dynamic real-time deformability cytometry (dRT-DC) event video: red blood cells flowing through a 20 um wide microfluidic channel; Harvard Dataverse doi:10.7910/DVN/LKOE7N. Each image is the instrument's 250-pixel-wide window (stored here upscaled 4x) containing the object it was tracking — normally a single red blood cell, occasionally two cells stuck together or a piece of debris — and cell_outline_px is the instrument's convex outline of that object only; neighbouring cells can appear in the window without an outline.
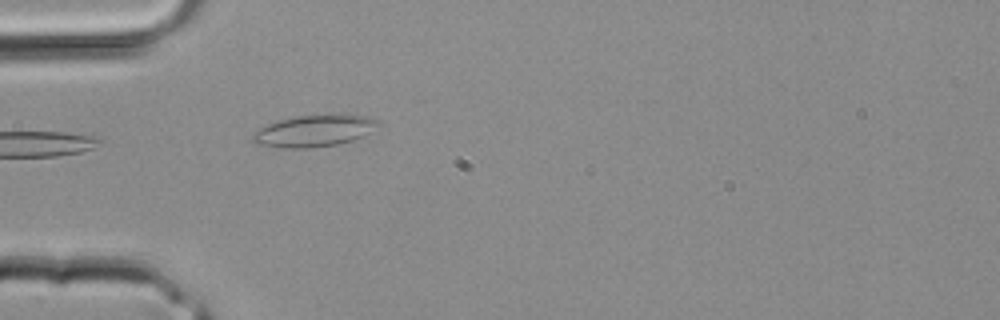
{"species": "common noctule bat (a hibernating species)", "species_latin": "Nyctalus noctula", "temperature_condition": "room temperature", "stored_images_in_passage": 3, "camera_frame_rate_fps": 3000, "um_per_image_px": 0.085, "animal": {"sex": "male", "body_mass_g": 20.4}, "frame": {"image": 1, "passage_image": 3, "time_ms": 0.667, "image_size_px": [1000, 320], "cell_outline_px": [[380, 120], [364, 136], [352, 140], [336, 144], [308, 148], [288, 148], [256, 144], [252, 140], [252, 132], [268, 124], [280, 120], [296, 116], [348, 112], [368, 116]], "centroid_in_image_um": [26.72, 11.08], "position_along_channel_um": 58.3, "area_um2": 23.41}}